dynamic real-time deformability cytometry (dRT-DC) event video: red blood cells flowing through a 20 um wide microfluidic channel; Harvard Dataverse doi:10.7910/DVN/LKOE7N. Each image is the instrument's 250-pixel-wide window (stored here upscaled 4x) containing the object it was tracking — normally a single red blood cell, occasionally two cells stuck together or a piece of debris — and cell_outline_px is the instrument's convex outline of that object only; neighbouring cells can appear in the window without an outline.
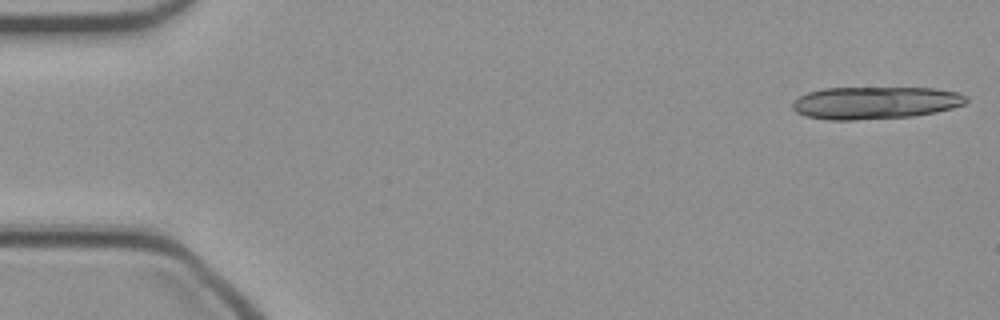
{"species": "common noctule bat (a hibernating species)", "species_latin": "Nyctalus noctula", "temperature_condition": "cold", "stored_images_in_passage": 16, "camera_frame_rate_fps": 3000, "um_per_image_px": 0.085, "animal": {"sex": "female", "body_mass_g": 21.9}, "frame": {"image": 1, "passage_image": 1, "time_ms": 0.0, "image_size_px": [1000, 320], "cell_outline_px": [[968, 100], [964, 104], [952, 108], [936, 112], [912, 116], [852, 120], [828, 120], [808, 116], [796, 112], [792, 108], [792, 100], [808, 92], [824, 88], [936, 88], [960, 92], [968, 96]], "centroid_in_image_um": [74.41, 8.73], "position_along_channel_um": 10.6, "area_um2": 32.95}}